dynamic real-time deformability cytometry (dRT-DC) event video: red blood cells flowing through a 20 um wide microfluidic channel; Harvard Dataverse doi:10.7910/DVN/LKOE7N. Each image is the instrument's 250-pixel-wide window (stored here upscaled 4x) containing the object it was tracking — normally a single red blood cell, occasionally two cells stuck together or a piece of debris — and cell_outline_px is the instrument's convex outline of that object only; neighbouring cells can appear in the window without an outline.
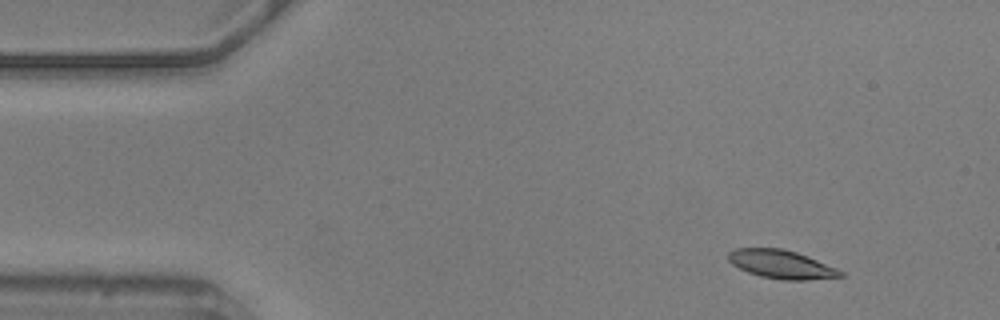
{"species": "common noctule bat (a hibernating species)", "species_latin": "Nyctalus noctula", "temperature_condition": "warm", "stored_images_in_passage": 44, "camera_frame_rate_fps": 3000, "um_per_image_px": 0.085, "animal": {"sex": "male", "body_mass_g": 20.5, "forearm_length_mm": 52.5}, "frame": {"image": 1, "passage_image": 1, "time_ms": 0.0, "image_size_px": [1000, 320], "cell_outline_px": [[844, 276], [808, 280], [784, 280], [760, 276], [748, 272], [732, 264], [728, 260], [728, 252], [736, 248], [780, 248], [796, 252], [836, 268], [844, 272]], "centroid_in_image_um": [66.4, 22.47], "position_along_channel_um": 18.6, "area_um2": 18.44}}
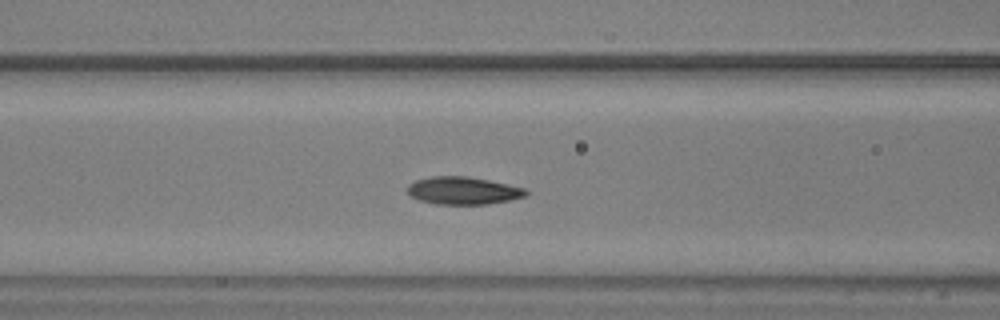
{"frame": {"image": 2, "passage_image": 17, "time_ms": 5.333, "image_size_px": [1000, 320], "cell_outline_px": [[528, 192], [524, 196], [508, 200], [488, 204], [436, 204], [420, 200], [412, 196], [408, 192], [408, 184], [416, 180], [432, 176], [468, 176], [528, 188]], "centroid_in_image_um": [39.38, 16.19], "position_along_channel_um": 127.2, "area_um2": 18.96}}
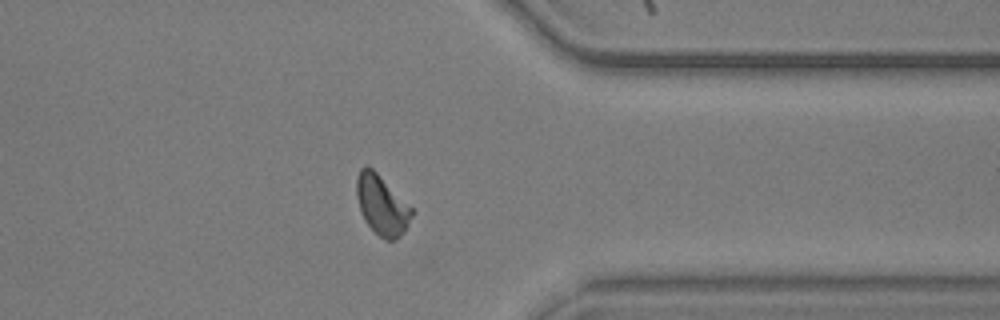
{"frame": {"image": 3, "passage_image": 39, "time_ms": 12.667, "image_size_px": [1000, 320], "cell_outline_px": [[412, 216], [404, 232], [396, 240], [384, 240], [364, 220], [360, 212], [356, 196], [356, 176], [360, 168], [364, 164], [372, 168], [412, 208]], "centroid_in_image_um": [32.42, 17.42], "position_along_channel_um": 379.0, "area_um2": 19.07}, "authors_computed_cell_mechanics": {"area_um2": 18.8428, "velocity_mm_per_s": 3.5738, "shape_relaxation_time_tau1_ms": 3.7954, "shape_relaxation_time_tau2_ms": 1.6063, "deformation_change_tau1": 0.1147, "deformation_change_tau2": 0.0693}}